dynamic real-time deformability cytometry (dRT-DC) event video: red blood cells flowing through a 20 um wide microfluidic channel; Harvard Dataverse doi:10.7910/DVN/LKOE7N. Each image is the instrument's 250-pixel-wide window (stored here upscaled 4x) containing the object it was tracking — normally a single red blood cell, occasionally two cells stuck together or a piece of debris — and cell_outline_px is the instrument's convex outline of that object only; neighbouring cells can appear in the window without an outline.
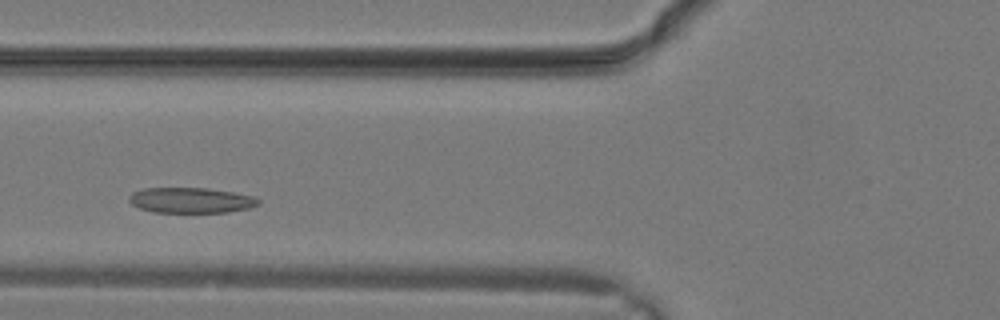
{"species": "common noctule bat (a hibernating species)", "species_latin": "Nyctalus noctula", "temperature_condition": "warm", "stored_images_in_passage": 23, "camera_frame_rate_fps": 3000, "um_per_image_px": 0.085, "animal": {"sex": "male", "body_mass_g": 19.2, "forearm_length_mm": 51.8}, "frame": {"image": 1, "passage_image": 5, "time_ms": 1.333, "image_size_px": [1000, 320], "cell_outline_px": [[260, 204], [248, 208], [228, 212], [152, 212], [140, 208], [132, 204], [128, 200], [128, 196], [132, 192], [144, 188], [208, 188], [256, 196], [260, 200]], "centroid_in_image_um": [16.23, 17.02], "position_along_channel_um": 109.6, "area_um2": 19.25}}
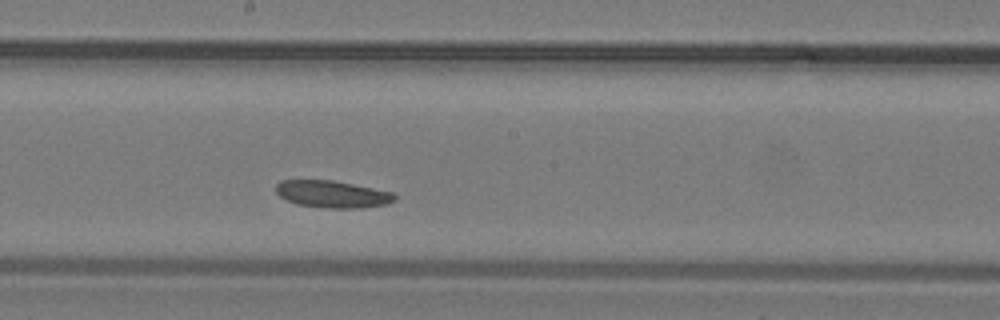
{"frame": {"image": 2, "passage_image": 10, "time_ms": 3.0, "image_size_px": [1000, 320], "cell_outline_px": [[396, 200], [388, 204], [360, 208], [328, 208], [296, 204], [280, 196], [276, 192], [276, 184], [280, 180], [332, 180], [392, 192], [396, 196]], "centroid_in_image_um": [28.25, 16.5], "position_along_channel_um": 219.9, "area_um2": 18.67}}
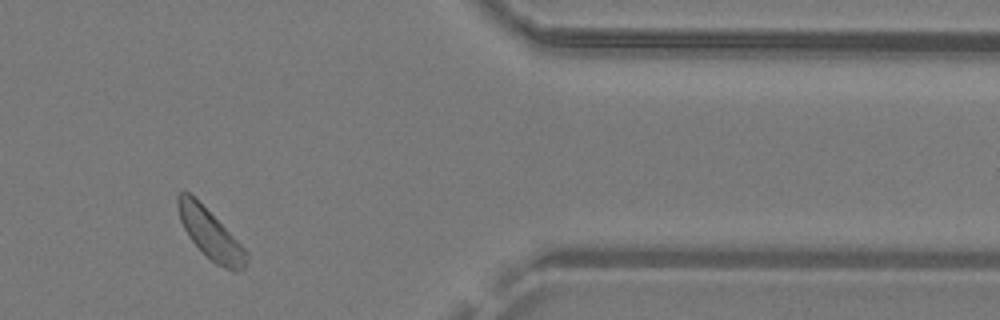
{"frame": {"image": 3, "passage_image": 19, "time_ms": 6.0, "image_size_px": [1000, 320], "cell_outline_px": [[248, 256], [244, 268], [236, 272], [232, 272], [216, 264], [188, 236], [180, 220], [176, 204], [176, 196], [180, 192], [188, 192], [248, 252]], "centroid_in_image_um": [17.86, 19.93], "position_along_channel_um": 393.5, "area_um2": 18.96}}